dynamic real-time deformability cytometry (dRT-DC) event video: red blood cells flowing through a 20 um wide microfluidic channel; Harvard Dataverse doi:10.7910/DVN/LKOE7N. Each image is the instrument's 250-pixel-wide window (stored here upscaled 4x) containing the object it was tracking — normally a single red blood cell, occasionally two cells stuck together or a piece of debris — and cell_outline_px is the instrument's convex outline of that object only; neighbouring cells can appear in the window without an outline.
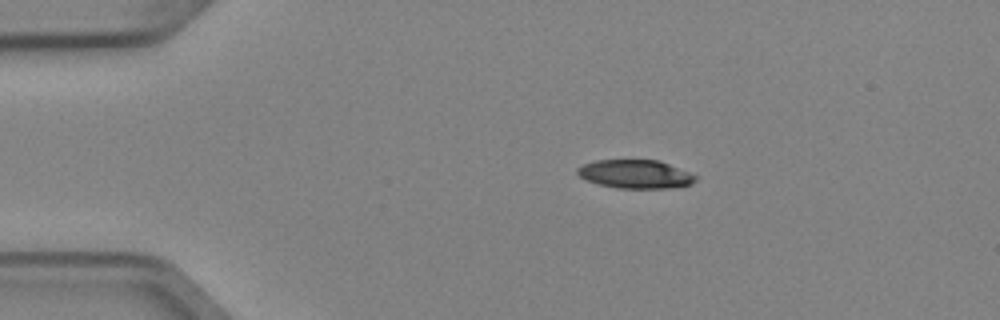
{"species": "Egyptian fruit bat (a non-hibernating species)", "species_latin": "Rousettus aegyptiacus", "temperature_condition": "cold", "stored_images_in_passage": 5, "camera_frame_rate_fps": 3000, "um_per_image_px": 0.085, "animal": {"sex": "female"}, "frame": {"image": 1, "passage_image": 2, "time_ms": 0.333, "image_size_px": [1000, 320], "cell_outline_px": [[696, 180], [692, 184], [668, 188], [616, 188], [596, 184], [584, 180], [576, 172], [576, 168], [584, 164], [596, 160], [660, 160], [688, 172], [696, 176]], "centroid_in_image_um": [53.96, 14.8], "position_along_channel_um": 31.0, "area_um2": 19.71}}
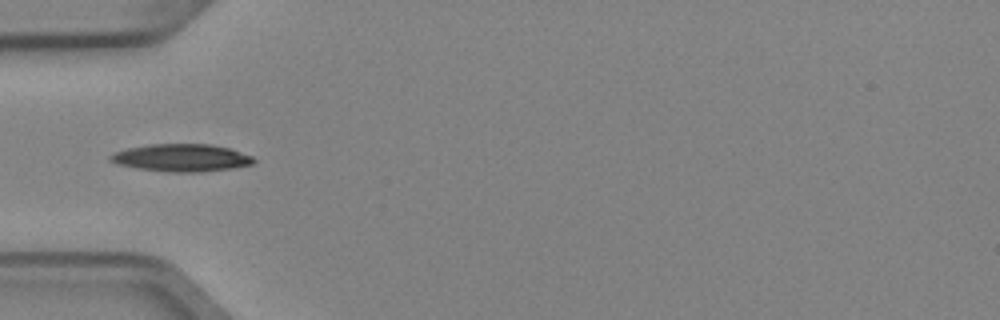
{"frame": {"image": 2, "passage_image": 4, "time_ms": 1.0, "image_size_px": [1000, 320], "cell_outline_px": [[256, 160], [252, 164], [232, 168], [200, 172], [168, 172], [140, 168], [116, 164], [108, 160], [108, 156], [116, 152], [128, 148], [148, 144], [212, 144], [232, 148], [252, 156]], "centroid_in_image_um": [15.44, 13.4], "position_along_channel_um": 69.6, "area_um2": 23.06}}
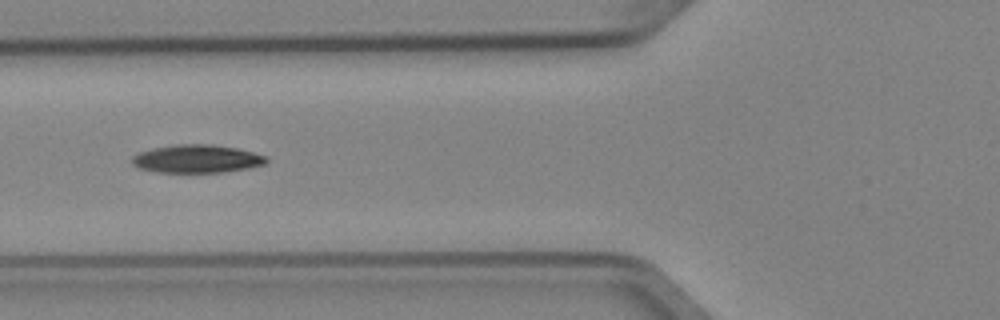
{"frame": {"image": 3, "passage_image": 5, "time_ms": 1.333, "image_size_px": [1000, 320], "cell_outline_px": [[268, 160], [264, 164], [248, 168], [224, 172], [156, 172], [140, 168], [132, 164], [132, 156], [140, 152], [152, 148], [176, 144], [212, 144], [240, 148], [268, 156]], "centroid_in_image_um": [16.76, 13.49], "position_along_channel_um": 109.0, "area_um2": 22.14}}